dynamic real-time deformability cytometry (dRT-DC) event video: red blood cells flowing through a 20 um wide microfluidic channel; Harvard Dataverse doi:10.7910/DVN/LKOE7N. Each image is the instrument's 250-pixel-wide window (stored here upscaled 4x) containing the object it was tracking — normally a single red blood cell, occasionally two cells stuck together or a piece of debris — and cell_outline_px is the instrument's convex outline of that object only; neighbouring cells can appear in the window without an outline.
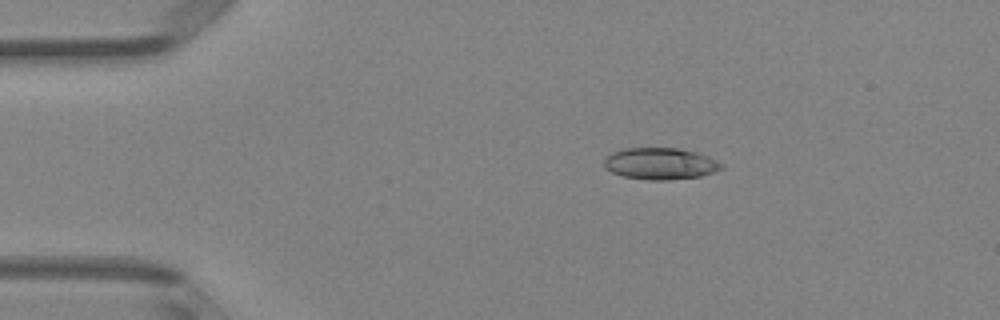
{"species": "Egyptian fruit bat (a non-hibernating species)", "species_latin": "Rousettus aegyptiacus", "temperature_condition": "room temperature", "stored_images_in_passage": 39, "camera_frame_rate_fps": 3000, "um_per_image_px": 0.085, "animal": {"sex": "female"}, "frame": {"image": 1, "passage_image": 1, "time_ms": 0.0, "image_size_px": [1000, 320], "cell_outline_px": [[724, 168], [716, 172], [700, 176], [668, 180], [648, 180], [624, 176], [612, 172], [604, 168], [604, 160], [612, 152], [624, 148], [676, 148], [696, 152], [708, 156], [724, 164]], "centroid_in_image_um": [56.15, 13.91], "position_along_channel_um": 28.8, "area_um2": 21.73}}
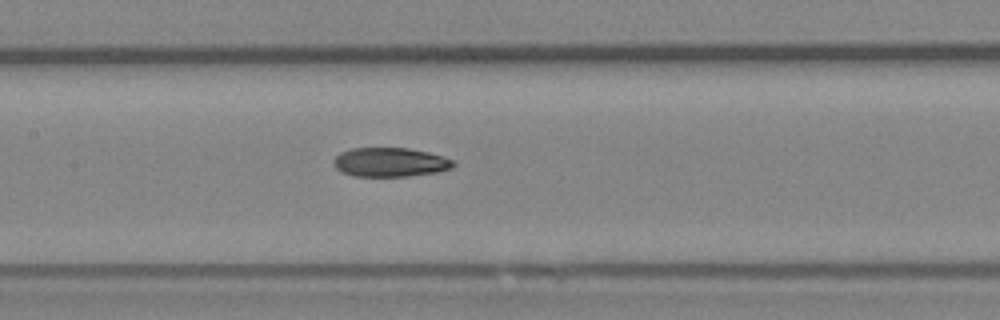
{"frame": {"image": 2, "passage_image": 15, "time_ms": 4.667, "image_size_px": [1000, 320], "cell_outline_px": [[456, 164], [452, 168], [436, 172], [408, 176], [352, 176], [340, 172], [332, 164], [332, 160], [340, 152], [352, 148], [408, 148], [428, 152], [456, 160]], "centroid_in_image_um": [33.14, 13.79], "position_along_channel_um": 174.3, "area_um2": 20.52}}
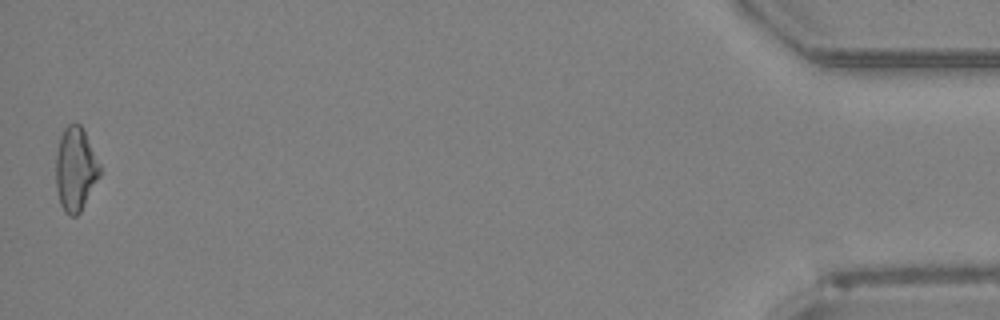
{"frame": {"image": 3, "passage_image": 39, "time_ms": 12.667, "image_size_px": [1000, 320], "cell_outline_px": [[100, 176], [80, 212], [76, 216], [68, 216], [64, 212], [60, 204], [56, 188], [56, 152], [60, 136], [64, 128], [68, 124], [80, 124], [100, 164]], "centroid_in_image_um": [6.4, 14.4], "position_along_channel_um": 428.8, "area_um2": 21.39}, "authors_computed_cell_mechanics": {"area_um2": 20.8658, "velocity_mm_per_s": 4.3448, "shape_relaxation_time_tau1_ms": 7.274, "shape_relaxation_time_tau2_ms": 10.7934, "deformation_change_tau1": 0.2356, "deformation_change_tau2": 0.194}}